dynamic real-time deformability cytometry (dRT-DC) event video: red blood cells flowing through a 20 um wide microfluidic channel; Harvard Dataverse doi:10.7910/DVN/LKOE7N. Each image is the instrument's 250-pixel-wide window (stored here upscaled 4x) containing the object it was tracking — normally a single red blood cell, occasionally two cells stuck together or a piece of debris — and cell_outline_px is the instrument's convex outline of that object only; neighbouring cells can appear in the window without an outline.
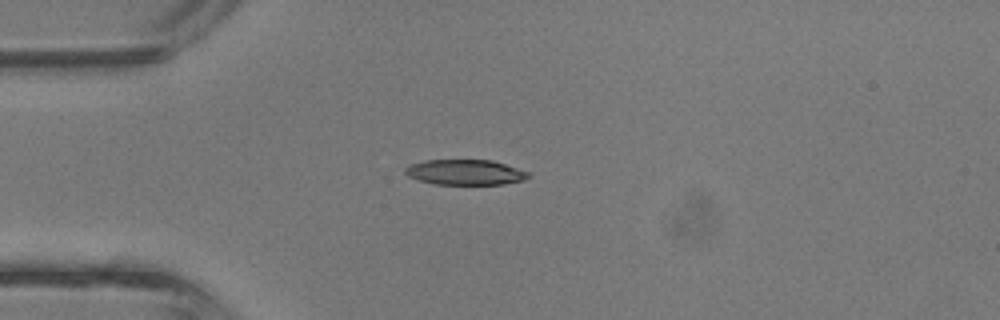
{"species": "common noctule bat (a hibernating species)", "species_latin": "Nyctalus noctula", "temperature_condition": "room temperature", "stored_images_in_passage": 1, "camera_frame_rate_fps": 3000, "um_per_image_px": 0.085, "animal": {"sex": "male", "body_mass_g": 13.3}, "frame": {"image": 1, "passage_image": 1, "time_ms": 0.0, "image_size_px": [1000, 320], "cell_outline_px": [[532, 176], [524, 180], [504, 184], [436, 184], [420, 180], [408, 176], [404, 172], [404, 168], [412, 164], [424, 160], [492, 160], [528, 172]], "centroid_in_image_um": [39.55, 14.64], "position_along_channel_um": 45.5, "area_um2": 18.03}}